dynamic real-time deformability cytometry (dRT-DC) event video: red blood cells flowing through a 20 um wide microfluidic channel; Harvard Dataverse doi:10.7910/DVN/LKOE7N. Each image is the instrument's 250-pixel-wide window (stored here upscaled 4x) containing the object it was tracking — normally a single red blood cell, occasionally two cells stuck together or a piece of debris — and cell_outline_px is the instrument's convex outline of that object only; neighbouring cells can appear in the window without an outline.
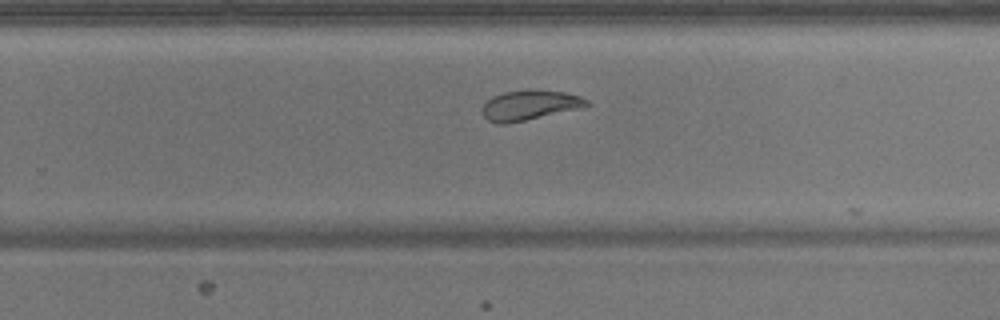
{"species": "common noctule bat (a hibernating species)", "species_latin": "Nyctalus noctula", "temperature_condition": "warm", "stored_images_in_passage": 28, "camera_frame_rate_fps": 3000, "um_per_image_px": 0.085, "animal": {"sex": "male", "body_mass_g": 17.9}, "frame": {"image": 1, "passage_image": 24, "time_ms": 7.667, "image_size_px": [1000, 320], "cell_outline_px": [[592, 104], [588, 108], [504, 124], [500, 124], [488, 120], [484, 116], [484, 104], [492, 96], [504, 92], [528, 88], [536, 88], [564, 92], [580, 96], [588, 100]], "centroid_in_image_um": [45.14, 8.91], "position_along_channel_um": 284.7, "area_um2": 18.73}}
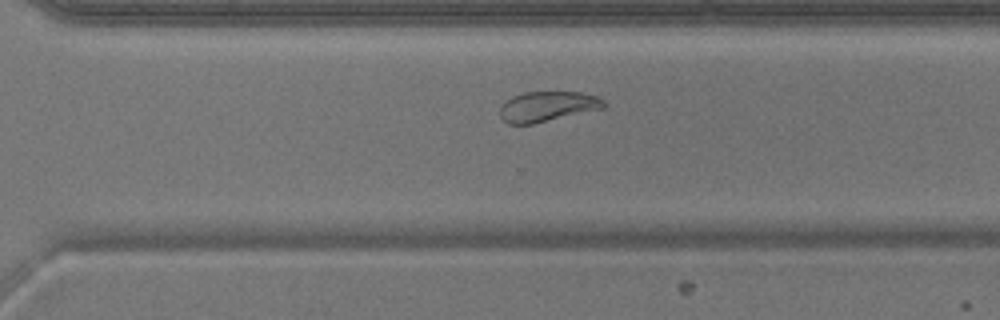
{"frame": {"image": 2, "passage_image": 27, "time_ms": 8.667, "image_size_px": [1000, 320], "cell_outline_px": [[608, 104], [604, 108], [532, 124], [508, 124], [500, 116], [500, 108], [512, 96], [524, 92], [580, 92], [596, 96], [604, 100]], "centroid_in_image_um": [46.56, 9.05], "position_along_channel_um": 324.0, "area_um2": 18.15}}